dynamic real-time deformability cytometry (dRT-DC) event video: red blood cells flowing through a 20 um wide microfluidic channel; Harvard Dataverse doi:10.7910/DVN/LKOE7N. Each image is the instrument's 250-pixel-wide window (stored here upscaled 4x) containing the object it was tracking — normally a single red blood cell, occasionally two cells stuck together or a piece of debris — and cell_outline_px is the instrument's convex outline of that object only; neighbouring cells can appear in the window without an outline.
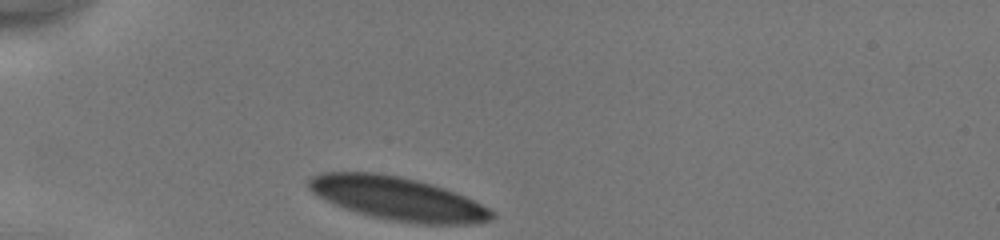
{"species": "human", "species_latin": "Homo sapiens", "temperature_condition": "cold", "stored_images_in_passage": 28, "camera_frame_rate_fps": 3000, "um_per_image_px": 0.085, "donor": {"sex": "male"}, "frame": {"image": 1, "passage_image": 1, "time_ms": 0.0, "image_size_px": [1000, 240], "cell_outline_px": [[496, 216], [492, 220], [476, 224], [424, 224], [388, 220], [356, 212], [344, 208], [324, 200], [312, 192], [308, 188], [308, 180], [312, 176], [320, 172], [376, 172], [400, 176], [432, 184], [444, 188], [464, 196], [488, 208]], "centroid_in_image_um": [33.78, 16.88], "position_along_channel_um": 51.2, "area_um2": 46.24}}
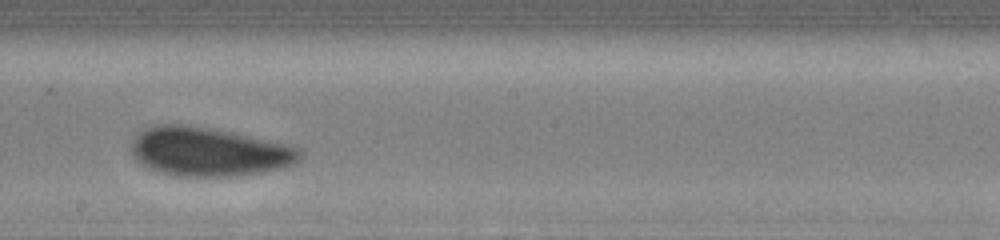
{"frame": {"image": 2, "passage_image": 16, "time_ms": 5.0, "image_size_px": [1000, 240], "cell_outline_px": [[304, 156], [296, 164], [264, 172], [240, 176], [172, 176], [148, 168], [140, 164], [136, 160], [132, 152], [132, 140], [144, 128], [156, 124], [180, 124], [208, 128], [232, 132], [288, 144], [300, 148], [304, 152]], "centroid_in_image_um": [17.79, 12.91], "position_along_channel_um": 230.4, "area_um2": 48.44}}
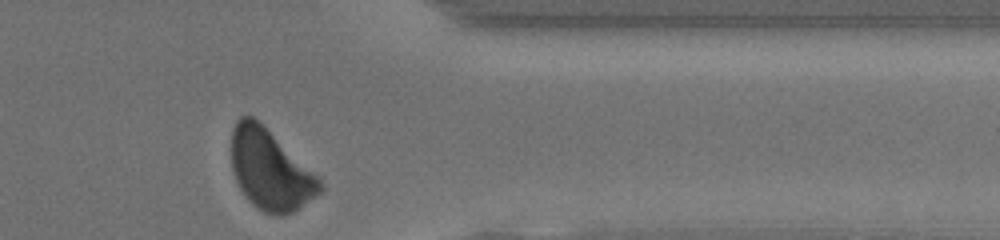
{"frame": {"image": 3, "passage_image": 28, "time_ms": 9.0, "image_size_px": [1000, 240], "cell_outline_px": [[324, 188], [320, 192], [292, 212], [284, 216], [280, 216], [264, 212], [252, 204], [248, 200], [240, 188], [236, 180], [232, 168], [232, 128], [236, 120], [240, 116], [252, 116], [320, 176], [324, 184]], "centroid_in_image_um": [22.98, 14.44], "position_along_channel_um": 388.4, "area_um2": 41.15}, "authors_computed_cell_mechanics": {"area_um2": 48.0896, "velocity_mm_per_s": 4.1193, "shape_relaxation_time_tau1_ms": 3.3746, "shape_relaxation_time_tau2_ms": null, "deformation_change_tau1": 0.0958, "deformation_change_tau2": null}}